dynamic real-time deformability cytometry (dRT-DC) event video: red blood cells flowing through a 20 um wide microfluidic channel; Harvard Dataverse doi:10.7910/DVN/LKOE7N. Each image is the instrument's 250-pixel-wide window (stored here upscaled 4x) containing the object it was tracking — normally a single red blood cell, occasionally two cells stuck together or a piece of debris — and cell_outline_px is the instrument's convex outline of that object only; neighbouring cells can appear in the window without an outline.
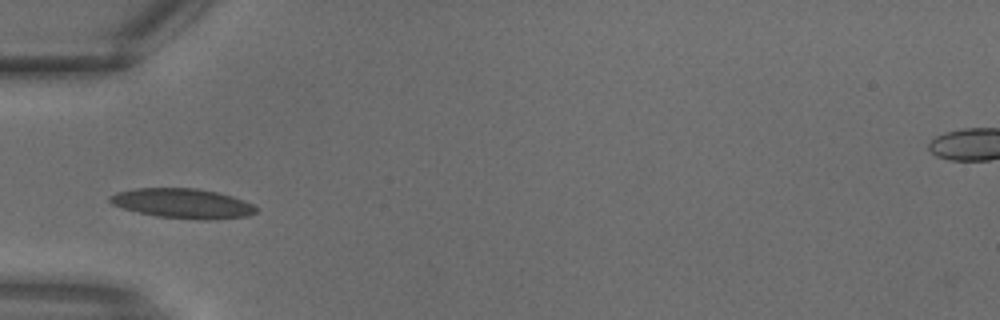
{"species": "common noctule bat (a hibernating species)", "species_latin": "Nyctalus noctula", "temperature_condition": "warm", "stored_images_in_passage": 6, "camera_frame_rate_fps": 3000, "um_per_image_px": 0.085, "animal": {"sex": "male", "body_mass_g": 18.8}, "frame": {"image": 1, "passage_image": 1, "time_ms": 0.0, "image_size_px": [1000, 320], "cell_outline_px": [[256, 212], [248, 216], [212, 220], [200, 220], [156, 216], [136, 212], [112, 204], [108, 200], [108, 196], [116, 192], [136, 188], [196, 188], [216, 192], [232, 196], [252, 204], [256, 208]], "centroid_in_image_um": [15.5, 17.29], "position_along_channel_um": 69.5, "area_um2": 25.37}}